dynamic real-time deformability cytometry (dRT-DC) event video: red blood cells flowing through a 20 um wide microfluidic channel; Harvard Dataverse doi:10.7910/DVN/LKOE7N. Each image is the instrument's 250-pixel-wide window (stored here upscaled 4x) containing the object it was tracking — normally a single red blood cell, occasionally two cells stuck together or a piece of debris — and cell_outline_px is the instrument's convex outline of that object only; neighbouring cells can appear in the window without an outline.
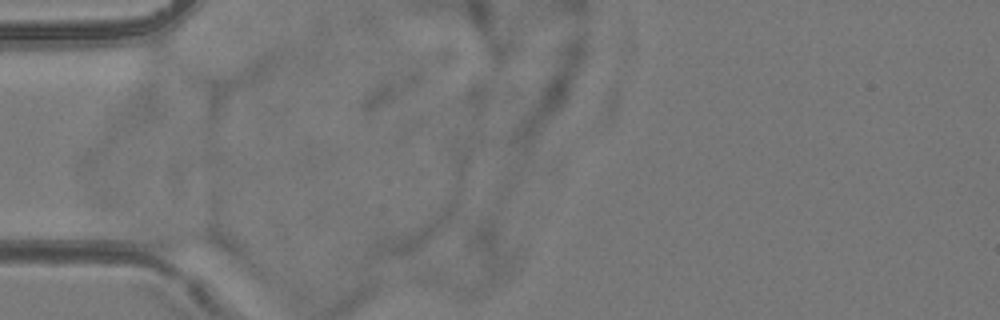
{"species": "common noctule bat (a hibernating species)", "species_latin": "Nyctalus noctula", "temperature_condition": "room temperature", "stored_images_in_passage": 5, "camera_frame_rate_fps": 3000, "um_per_image_px": 0.085, "animal": {"sex": "female", "body_mass_g": 24.6, "forearm_length_mm": 56.2}, "frame": {"image": 1, "passage_image": 1, "time_ms": 0.0, "image_size_px": [1000, 320], "cell_outline_px": [[236, 252], [232, 256], [168, 252], [152, 248], [144, 244], [128, 228], [128, 224], [148, 220], [212, 228], [224, 236], [236, 248]], "centroid_in_image_um": [15.48, 20.26], "position_along_channel_um": 69.5, "area_um2": 18.44}}